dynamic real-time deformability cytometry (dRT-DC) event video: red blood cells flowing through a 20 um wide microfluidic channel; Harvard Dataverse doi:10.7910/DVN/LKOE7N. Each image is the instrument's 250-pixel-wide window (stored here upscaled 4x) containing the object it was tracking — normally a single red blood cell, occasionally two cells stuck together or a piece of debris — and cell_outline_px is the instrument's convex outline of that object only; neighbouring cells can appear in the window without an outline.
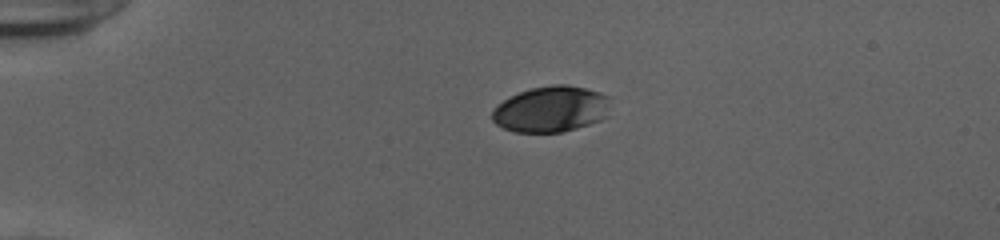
{"species": "human", "species_latin": "Homo sapiens", "temperature_condition": "cold", "stored_images_in_passage": 41, "camera_frame_rate_fps": 3000, "um_per_image_px": 0.085, "donor": {"sex": "female"}, "frame": {"image": 1, "passage_image": 1, "time_ms": 0.0, "image_size_px": [1000, 240], "cell_outline_px": [[608, 116], [600, 120], [576, 128], [560, 132], [516, 132], [504, 128], [496, 124], [492, 120], [492, 112], [496, 104], [520, 92], [532, 88], [552, 84], [568, 84], [600, 92], [608, 96]], "centroid_in_image_um": [46.83, 9.27], "position_along_channel_um": 38.2, "area_um2": 31.56}}
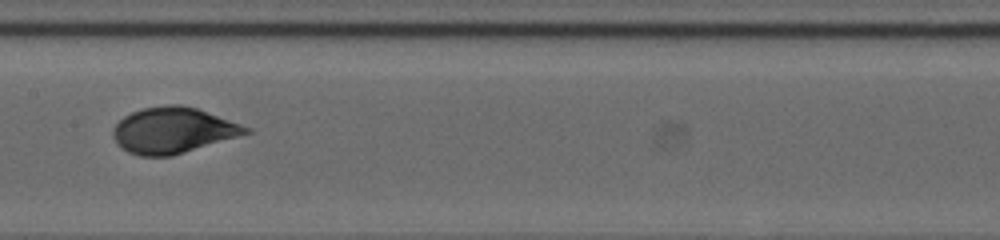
{"frame": {"image": 2, "passage_image": 17, "time_ms": 5.333, "image_size_px": [1000, 240], "cell_outline_px": [[252, 132], [172, 156], [140, 156], [128, 152], [116, 144], [112, 136], [112, 128], [124, 116], [132, 112], [144, 108], [164, 104], [180, 104], [196, 108], [252, 128]], "centroid_in_image_um": [14.68, 11.08], "position_along_channel_um": 192.7, "area_um2": 35.49}}
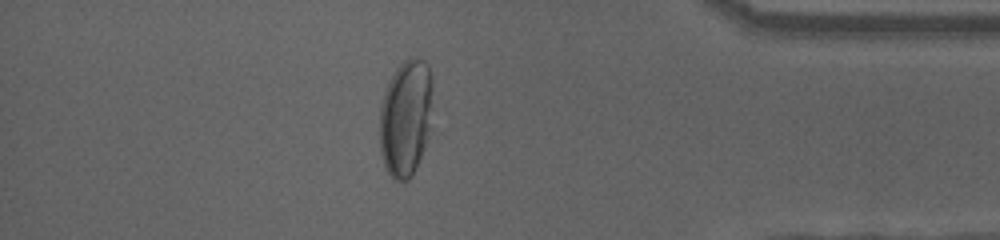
{"frame": {"image": 3, "passage_image": 35, "time_ms": 11.333, "image_size_px": [1000, 240], "cell_outline_px": [[432, 128], [416, 168], [408, 180], [404, 184], [396, 180], [388, 172], [384, 164], [380, 152], [380, 104], [388, 80], [396, 68], [404, 60], [412, 56], [424, 60], [428, 64], [432, 76]], "centroid_in_image_um": [34.51, 9.99], "position_along_channel_um": 400.7, "area_um2": 37.05}, "authors_computed_cell_mechanics": {"area_um2": 35.1424, "velocity_mm_per_s": 3.8944, "shape_relaxation_time_tau1_ms": 3.6715, "shape_relaxation_time_tau2_ms": null, "deformation_change_tau1": 0.1607, "deformation_change_tau2": null}}